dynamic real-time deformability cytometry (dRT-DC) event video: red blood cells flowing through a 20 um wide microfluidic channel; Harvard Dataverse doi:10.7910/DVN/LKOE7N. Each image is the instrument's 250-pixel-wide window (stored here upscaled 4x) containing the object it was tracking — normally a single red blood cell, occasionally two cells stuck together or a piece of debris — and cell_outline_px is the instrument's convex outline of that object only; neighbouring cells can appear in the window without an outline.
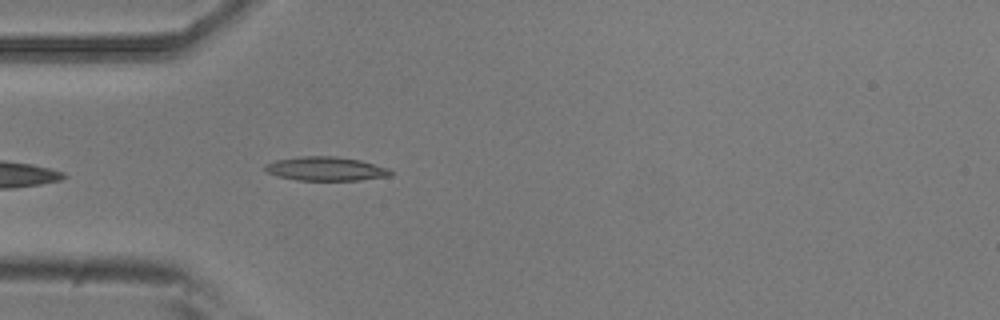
{"species": "common noctule bat (a hibernating species)", "species_latin": "Nyctalus noctula", "temperature_condition": "room temperature", "stored_images_in_passage": 16, "camera_frame_rate_fps": 3000, "um_per_image_px": 0.085, "animal": {"sex": "male", "body_mass_g": 20.5, "forearm_length_mm": 52.5}, "frame": {"image": 1, "passage_image": 3, "time_ms": 0.667, "image_size_px": [1000, 320], "cell_outline_px": [[392, 176], [360, 180], [296, 180], [276, 176], [268, 172], [264, 168], [264, 164], [276, 160], [300, 156], [336, 156], [360, 160], [388, 168], [392, 172]], "centroid_in_image_um": [27.69, 14.34], "position_along_channel_um": 57.3, "area_um2": 17.57}}